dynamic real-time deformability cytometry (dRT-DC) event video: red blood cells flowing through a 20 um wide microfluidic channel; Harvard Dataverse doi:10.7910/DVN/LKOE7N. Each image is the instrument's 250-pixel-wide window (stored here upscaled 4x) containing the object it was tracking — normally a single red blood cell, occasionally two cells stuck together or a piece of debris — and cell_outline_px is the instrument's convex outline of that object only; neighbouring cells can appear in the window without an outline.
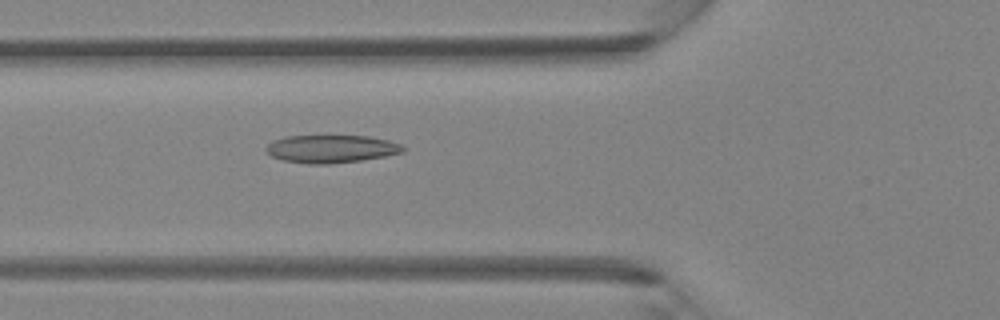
{"species": "Egyptian fruit bat (a non-hibernating species)", "species_latin": "Rousettus aegyptiacus", "temperature_condition": "room temperature", "stored_images_in_passage": 36, "camera_frame_rate_fps": 3000, "um_per_image_px": 0.085, "animal": {"sex": "female"}, "frame": {"image": 1, "passage_image": 8, "time_ms": 2.333, "image_size_px": [1000, 320], "cell_outline_px": [[404, 152], [384, 156], [360, 160], [328, 164], [308, 164], [284, 160], [272, 156], [264, 148], [272, 140], [288, 136], [368, 136], [388, 140], [400, 144], [404, 148]], "centroid_in_image_um": [28.13, 12.65], "position_along_channel_um": 97.7, "area_um2": 22.02}}
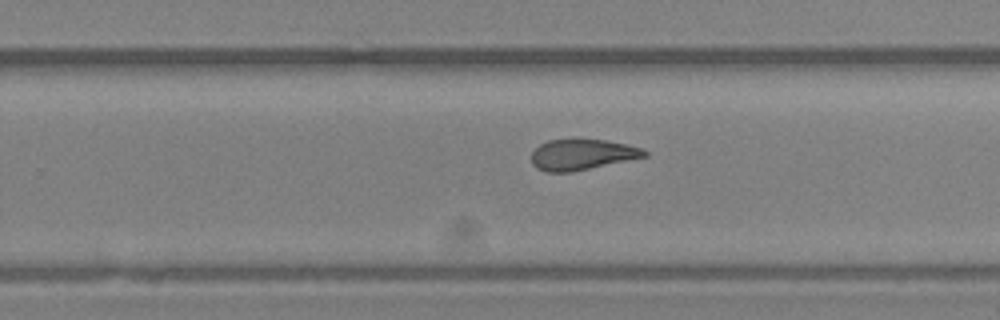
{"frame": {"image": 2, "passage_image": 20, "time_ms": 6.333, "image_size_px": [1000, 320], "cell_outline_px": [[648, 156], [572, 172], [548, 172], [536, 168], [532, 164], [532, 152], [540, 144], [548, 140], [604, 140], [628, 144], [640, 148], [648, 152]], "centroid_in_image_um": [49.47, 13.15], "position_along_channel_um": 280.3, "area_um2": 20.06}}
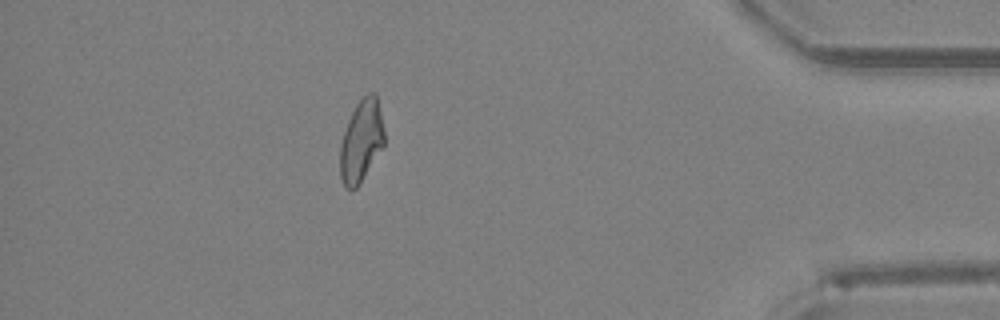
{"frame": {"image": 3, "passage_image": 31, "time_ms": 10.0, "image_size_px": [1000, 320], "cell_outline_px": [[384, 144], [360, 184], [356, 188], [344, 188], [340, 176], [340, 148], [344, 132], [348, 120], [356, 104], [368, 92], [376, 92], [384, 132]], "centroid_in_image_um": [30.7, 11.99], "position_along_channel_um": 404.5, "area_um2": 20.92}}